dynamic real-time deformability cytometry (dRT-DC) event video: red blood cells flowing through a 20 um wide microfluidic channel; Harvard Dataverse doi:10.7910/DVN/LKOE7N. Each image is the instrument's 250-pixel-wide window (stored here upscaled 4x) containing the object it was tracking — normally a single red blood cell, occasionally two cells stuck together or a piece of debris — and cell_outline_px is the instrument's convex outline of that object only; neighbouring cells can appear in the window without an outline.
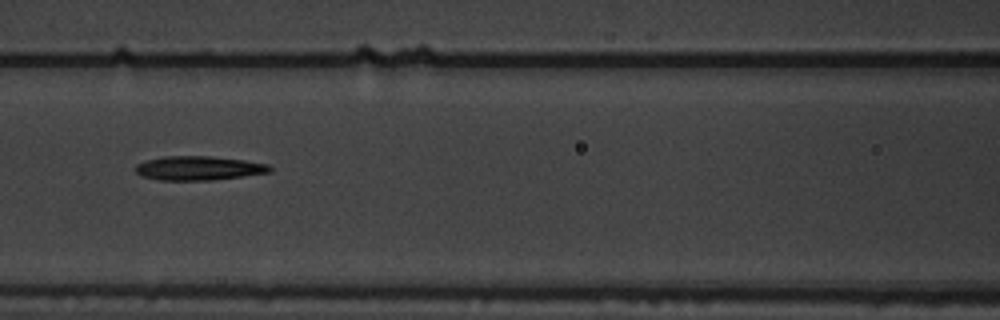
{"species": "common noctule bat (a hibernating species)", "species_latin": "Nyctalus noctula", "temperature_condition": "warm", "stored_images_in_passage": 15, "camera_frame_rate_fps": 3000, "um_per_image_px": 0.085, "animal": {"sex": "male", "body_mass_g": 19.5, "forearm_length_mm": 54.6}, "frame": {"image": 1, "passage_image": 7, "time_ms": 2.0, "image_size_px": [1000, 320], "cell_outline_px": [[272, 172], [212, 180], [160, 180], [140, 176], [136, 172], [136, 164], [148, 160], [164, 156], [208, 156], [244, 160], [268, 164], [272, 168]], "centroid_in_image_um": [16.89, 14.29], "position_along_channel_um": 149.7, "area_um2": 18.79}}
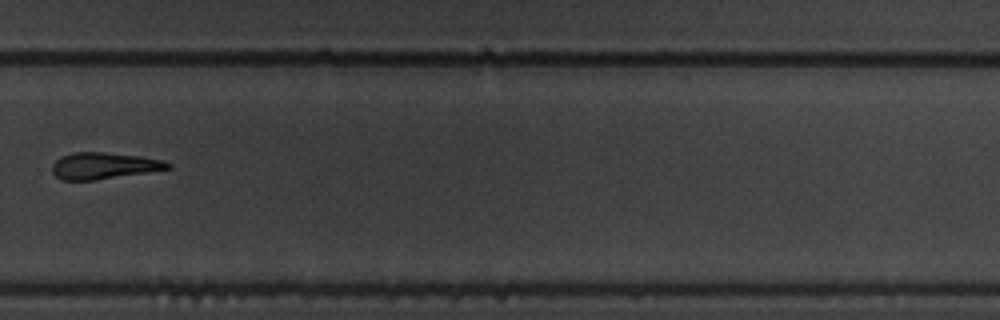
{"frame": {"image": 2, "passage_image": 11, "time_ms": 3.333, "image_size_px": [1000, 320], "cell_outline_px": [[172, 168], [148, 172], [96, 180], [60, 180], [52, 172], [52, 164], [60, 156], [72, 152], [104, 152], [140, 156], [164, 160], [172, 164]], "centroid_in_image_um": [8.82, 14.08], "position_along_channel_um": 321.0, "area_um2": 18.03}}
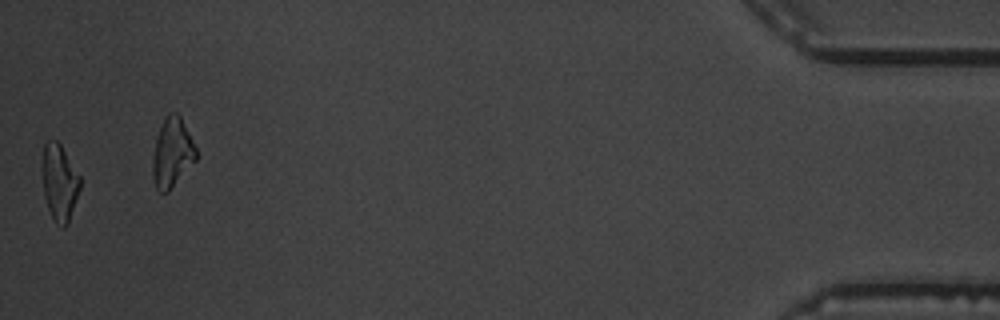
{"frame": {"image": 3, "passage_image": 15, "time_ms": 4.667, "image_size_px": [1000, 320], "cell_outline_px": [[80, 188], [68, 224], [64, 228], [60, 228], [56, 224], [48, 208], [44, 196], [40, 168], [40, 160], [44, 144], [48, 140], [56, 140], [60, 144], [80, 176]], "centroid_in_image_um": [5.01, 15.5], "position_along_channel_um": 430.2, "area_um2": 17.28}}